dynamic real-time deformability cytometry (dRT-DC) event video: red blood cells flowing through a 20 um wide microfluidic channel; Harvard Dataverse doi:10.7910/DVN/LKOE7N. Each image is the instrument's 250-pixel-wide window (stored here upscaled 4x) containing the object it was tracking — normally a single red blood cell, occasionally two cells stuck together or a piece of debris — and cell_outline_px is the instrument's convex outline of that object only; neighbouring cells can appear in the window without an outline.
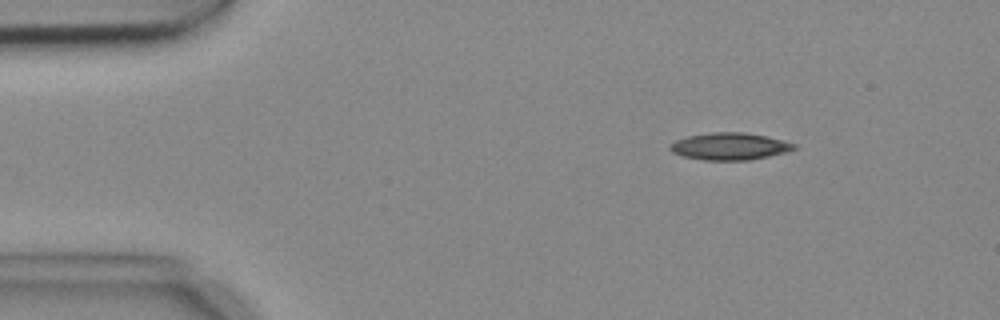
{"species": "common noctule bat (a hibernating species)", "species_latin": "Nyctalus noctula", "temperature_condition": "cold", "stored_images_in_passage": 4, "camera_frame_rate_fps": 3000, "um_per_image_px": 0.085, "animal": {"sex": "female", "body_mass_g": 18.4}, "frame": {"image": 1, "passage_image": 2, "time_ms": 0.333, "image_size_px": [1000, 320], "cell_outline_px": [[796, 148], [784, 152], [768, 156], [748, 160], [704, 160], [684, 156], [672, 152], [668, 148], [668, 144], [676, 140], [688, 136], [712, 132], [744, 132], [784, 140], [796, 144]], "centroid_in_image_um": [61.99, 12.43], "position_along_channel_um": 23.0, "area_um2": 19.48}}